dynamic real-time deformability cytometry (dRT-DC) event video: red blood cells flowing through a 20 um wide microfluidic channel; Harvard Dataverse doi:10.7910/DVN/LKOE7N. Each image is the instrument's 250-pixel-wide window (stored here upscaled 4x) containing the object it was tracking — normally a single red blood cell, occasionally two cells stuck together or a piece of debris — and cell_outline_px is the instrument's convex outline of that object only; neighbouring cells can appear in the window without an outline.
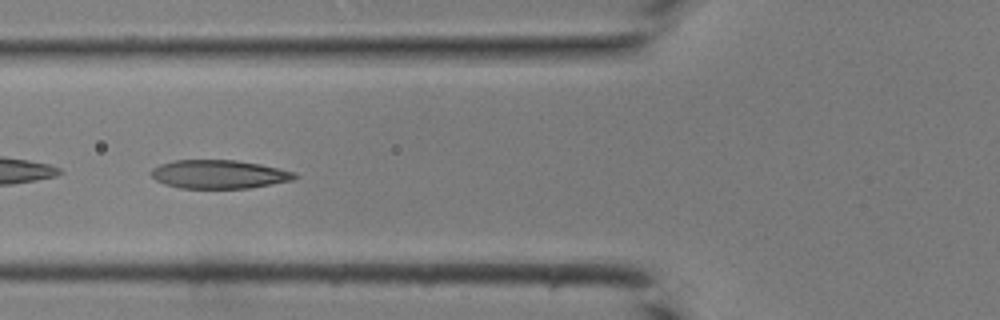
{"species": "common noctule bat (a hibernating species)", "species_latin": "Nyctalus noctula", "temperature_condition": "room temperature", "stored_images_in_passage": 28, "camera_frame_rate_fps": 3000, "um_per_image_px": 0.085, "animal": {"sex": "male", "body_mass_g": 19.0, "forearm_length_mm": 50.8}, "frame": {"image": 1, "passage_image": 7, "time_ms": 2.0, "image_size_px": [1000, 320], "cell_outline_px": [[300, 176], [296, 180], [248, 188], [180, 188], [164, 184], [156, 180], [152, 176], [152, 168], [160, 164], [172, 160], [236, 160], [260, 164], [296, 172]], "centroid_in_image_um": [18.66, 14.81], "position_along_channel_um": 107.1, "area_um2": 24.04}}
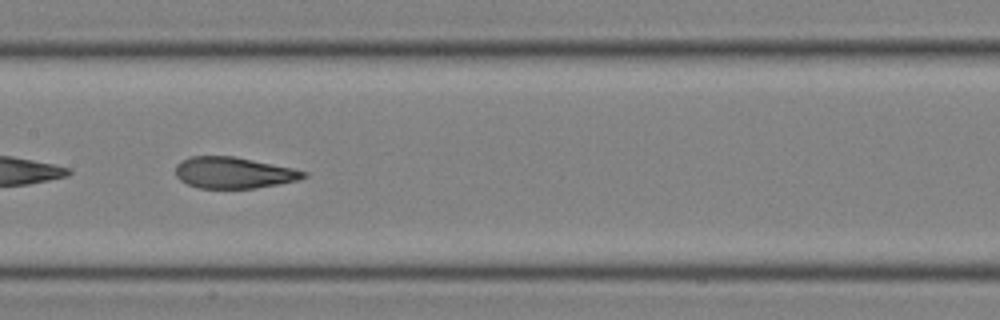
{"frame": {"image": 2, "passage_image": 12, "time_ms": 3.667, "image_size_px": [1000, 320], "cell_outline_px": [[308, 176], [300, 180], [280, 184], [256, 188], [200, 188], [188, 184], [180, 180], [176, 176], [176, 164], [192, 156], [236, 156], [292, 168], [308, 172]], "centroid_in_image_um": [19.9, 14.68], "position_along_channel_um": 187.5, "area_um2": 23.41}}
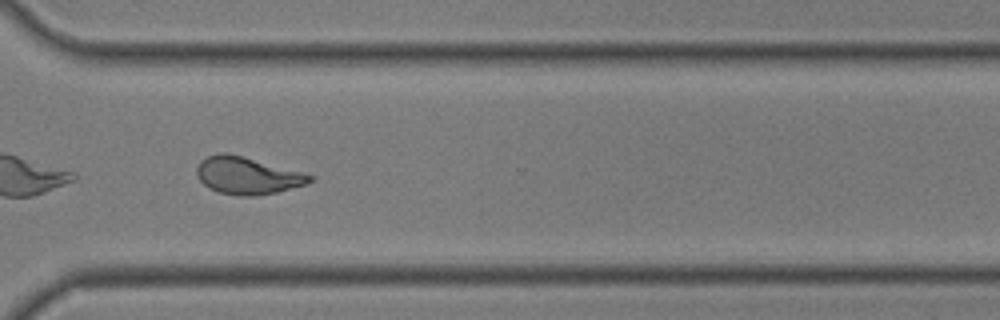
{"frame": {"image": 3, "passage_image": 22, "time_ms": 7.0, "image_size_px": [1000, 320], "cell_outline_px": [[316, 176], [308, 184], [276, 192], [256, 196], [240, 196], [220, 192], [208, 188], [200, 180], [196, 172], [196, 168], [200, 160], [208, 156], [220, 152], [224, 152], [240, 156]], "centroid_in_image_um": [21.01, 14.94], "position_along_channel_um": 349.6, "area_um2": 24.22}}